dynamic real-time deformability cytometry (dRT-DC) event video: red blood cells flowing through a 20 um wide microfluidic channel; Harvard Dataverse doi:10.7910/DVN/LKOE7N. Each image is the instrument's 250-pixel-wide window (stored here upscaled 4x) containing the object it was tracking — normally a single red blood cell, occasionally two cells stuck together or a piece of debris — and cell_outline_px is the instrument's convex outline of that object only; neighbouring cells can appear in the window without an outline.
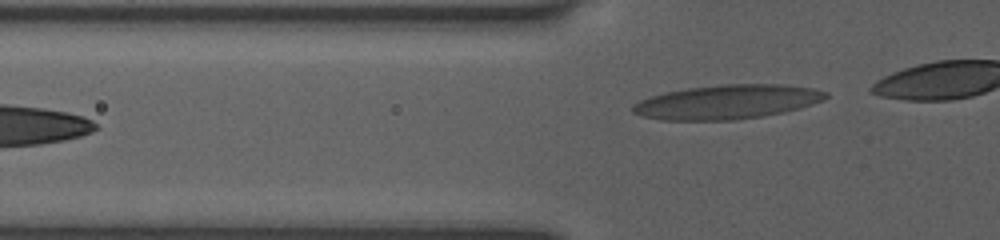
{"species": "human", "species_latin": "Homo sapiens", "temperature_condition": "room temperature", "stored_images_in_passage": 12, "segment_of_instrument_passage": [2, 2], "camera_frame_rate_fps": 3000, "um_per_image_px": 0.085, "donor": {"sex": "female"}, "frame": {"image": 1, "passage_image": 12, "time_ms": 3.667, "image_size_px": [1000, 240], "cell_outline_px": [[828, 96], [812, 104], [800, 108], [784, 112], [760, 116], [732, 120], [660, 120], [644, 116], [632, 112], [632, 104], [640, 100], [664, 92], [688, 88], [720, 84], [784, 84], [812, 88], [828, 92]], "centroid_in_image_um": [61.79, 8.66], "position_along_channel_um": 64.0, "area_um2": 38.38}}